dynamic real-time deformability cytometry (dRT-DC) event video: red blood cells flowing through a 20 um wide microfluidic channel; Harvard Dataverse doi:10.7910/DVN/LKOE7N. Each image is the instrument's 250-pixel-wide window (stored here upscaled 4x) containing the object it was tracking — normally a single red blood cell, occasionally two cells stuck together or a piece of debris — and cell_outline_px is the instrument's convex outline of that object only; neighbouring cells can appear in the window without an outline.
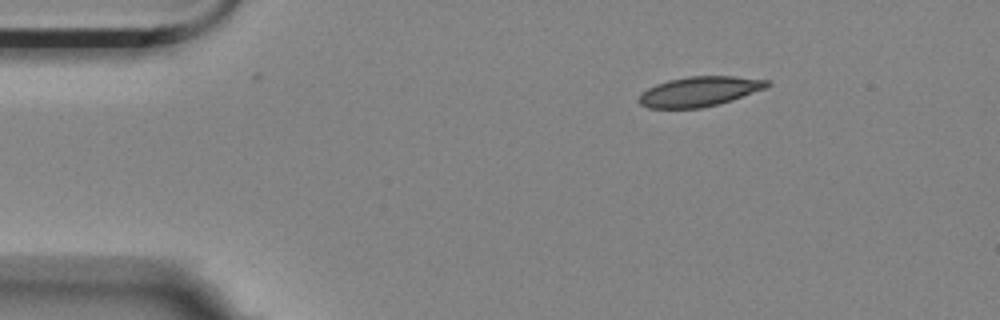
{"species": "Egyptian fruit bat (a non-hibernating species)", "species_latin": "Rousettus aegyptiacus", "temperature_condition": "room temperature", "stored_images_in_passage": 5, "camera_frame_rate_fps": 3000, "um_per_image_px": 0.085, "animal": {"sex": "female"}, "frame": {"image": 1, "passage_image": 1, "time_ms": 0.0, "image_size_px": [1000, 320], "cell_outline_px": [[772, 84], [764, 88], [732, 100], [720, 104], [700, 108], [648, 108], [640, 104], [636, 100], [640, 92], [656, 84], [668, 80], [688, 76], [732, 76], [772, 80]], "centroid_in_image_um": [59.42, 7.77], "position_along_channel_um": 25.6, "area_um2": 22.48}}